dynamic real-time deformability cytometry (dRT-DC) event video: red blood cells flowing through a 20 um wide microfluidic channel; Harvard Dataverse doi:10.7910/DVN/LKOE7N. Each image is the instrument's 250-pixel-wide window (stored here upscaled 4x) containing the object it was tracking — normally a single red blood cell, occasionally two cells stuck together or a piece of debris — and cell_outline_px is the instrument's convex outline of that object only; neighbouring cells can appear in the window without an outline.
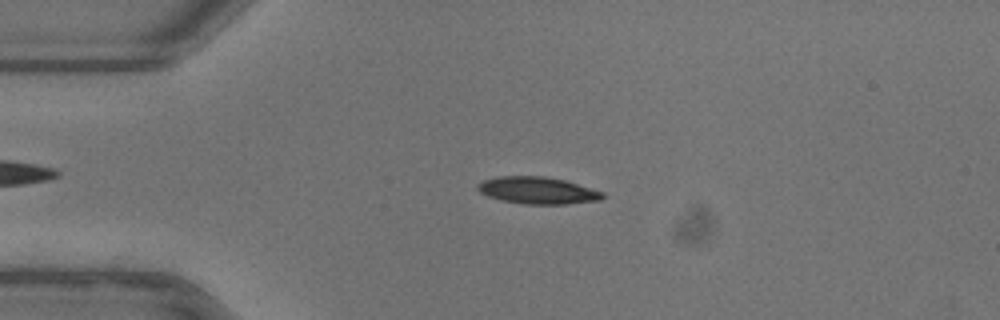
{"species": "common noctule bat (a hibernating species)", "species_latin": "Nyctalus noctula", "temperature_condition": "warm", "stored_images_in_passage": 50, "camera_frame_rate_fps": 3000, "um_per_image_px": 0.085, "animal": {"sex": "female"}, "frame": {"image": 1, "passage_image": 10, "time_ms": 3.0, "image_size_px": [1000, 320], "cell_outline_px": [[604, 196], [600, 200], [564, 204], [524, 204], [500, 200], [488, 196], [480, 192], [476, 188], [476, 184], [484, 180], [500, 176], [544, 176], [564, 180], [604, 192]], "centroid_in_image_um": [45.67, 16.19], "position_along_channel_um": 39.3, "area_um2": 19.59}}
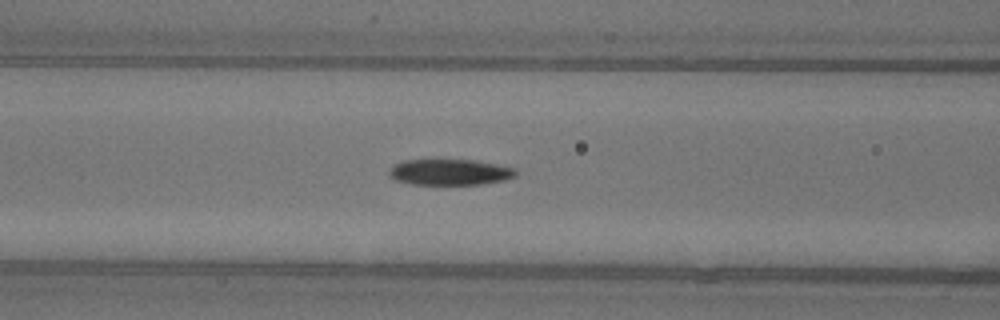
{"frame": {"image": 2, "passage_image": 19, "time_ms": 6.0, "image_size_px": [1000, 320], "cell_outline_px": [[516, 176], [504, 180], [484, 184], [412, 184], [396, 180], [388, 176], [388, 172], [392, 164], [404, 160], [476, 160], [516, 168]], "centroid_in_image_um": [38.22, 14.63], "position_along_channel_um": 128.4, "area_um2": 19.25}}
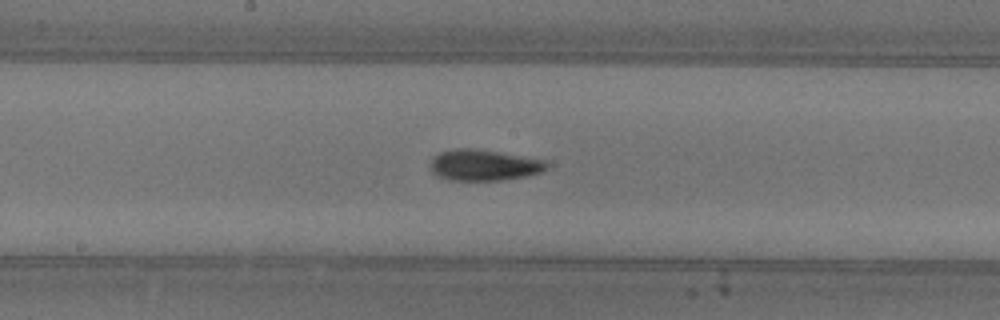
{"frame": {"image": 3, "passage_image": 25, "time_ms": 8.0, "image_size_px": [1000, 320], "cell_outline_px": [[548, 168], [540, 172], [528, 176], [500, 180], [448, 180], [432, 172], [432, 156], [440, 152], [456, 148], [468, 148], [496, 152], [544, 160], [548, 164]], "centroid_in_image_um": [41.12, 14.04], "position_along_channel_um": 207.1, "area_um2": 20.69}, "authors_computed_cell_mechanics": {"area_um2": 19.7387, "velocity_mm_per_s": 3.9299, "shape_relaxation_time_tau1_ms": 5.7067, "shape_relaxation_time_tau2_ms": 6.0506, "deformation_change_tau1": 0.2086, "deformation_change_tau2": 0.137}}